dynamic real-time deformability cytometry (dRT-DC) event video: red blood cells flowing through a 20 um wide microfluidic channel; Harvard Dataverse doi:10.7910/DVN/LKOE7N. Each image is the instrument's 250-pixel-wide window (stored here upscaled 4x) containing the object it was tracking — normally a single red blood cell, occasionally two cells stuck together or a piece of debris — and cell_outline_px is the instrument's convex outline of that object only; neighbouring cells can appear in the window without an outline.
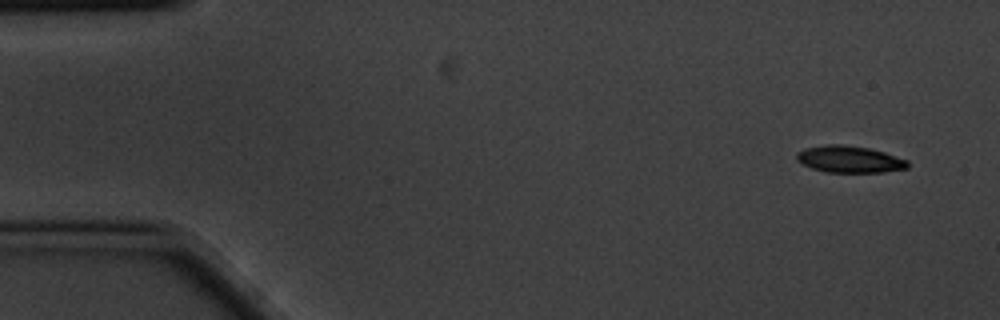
{"species": "common noctule bat (a hibernating species)", "species_latin": "Nyctalus noctula", "temperature_condition": "cold", "stored_images_in_passage": 4, "camera_frame_rate_fps": 3000, "um_per_image_px": 0.085, "animal": {"sex": "male", "body_mass_g": 20.1, "forearm_length_mm": 53.5}, "frame": {"image": 1, "passage_image": 1, "time_ms": 0.0, "image_size_px": [1000, 320], "cell_outline_px": [[908, 168], [884, 172], [824, 172], [812, 168], [796, 160], [796, 152], [804, 148], [828, 144], [840, 144], [868, 148], [884, 152], [908, 160]], "centroid_in_image_um": [72.19, 13.54], "position_along_channel_um": 12.8, "area_um2": 17.34}}